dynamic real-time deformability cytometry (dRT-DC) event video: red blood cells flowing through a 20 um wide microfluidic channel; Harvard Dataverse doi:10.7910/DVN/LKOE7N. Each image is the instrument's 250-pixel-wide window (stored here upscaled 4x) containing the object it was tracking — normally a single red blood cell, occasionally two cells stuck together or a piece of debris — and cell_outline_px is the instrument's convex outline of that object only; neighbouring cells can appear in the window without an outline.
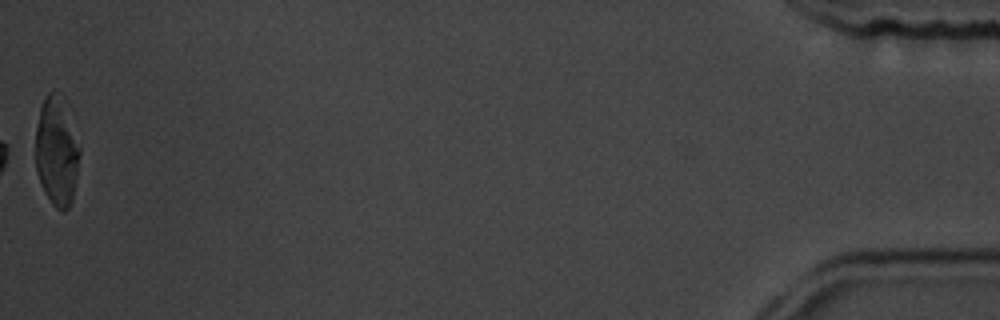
{"species": "common noctule bat (a hibernating species)", "species_latin": "Nyctalus noctula", "temperature_condition": "room temperature", "stored_images_in_passage": 15, "camera_frame_rate_fps": 3000, "um_per_image_px": 0.085, "animal": {"sex": "male", "body_mass_g": 19.5, "forearm_length_mm": 54.6}, "frame": {"image": 1, "passage_image": 15, "time_ms": 17.0, "image_size_px": [1000, 320], "cell_outline_px": [[80, 152], [72, 200], [68, 208], [56, 208], [52, 204], [44, 192], [36, 168], [36, 128], [40, 108], [48, 92], [52, 88], [56, 88], [68, 100], [80, 148]], "centroid_in_image_um": [4.84, 12.7], "position_along_channel_um": 430.4, "area_um2": 28.67}, "authors_computed_cell_mechanics": {"area_um2": 27.166, "velocity_mm_per_s": 3.7504, "shape_relaxation_time_tau1_ms": 6.4425, "shape_relaxation_time_tau2_ms": null, "deformation_change_tau1": 0.2564, "deformation_change_tau2": null}}